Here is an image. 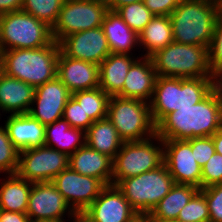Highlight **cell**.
<instances>
[{
	"label": "cell",
	"instance_id": "obj_27",
	"mask_svg": "<svg viewBox=\"0 0 222 222\" xmlns=\"http://www.w3.org/2000/svg\"><path fill=\"white\" fill-rule=\"evenodd\" d=\"M123 142L108 118L93 122L86 131V144L112 159L121 149Z\"/></svg>",
	"mask_w": 222,
	"mask_h": 222
},
{
	"label": "cell",
	"instance_id": "obj_3",
	"mask_svg": "<svg viewBox=\"0 0 222 222\" xmlns=\"http://www.w3.org/2000/svg\"><path fill=\"white\" fill-rule=\"evenodd\" d=\"M60 46L55 40L38 49H11L0 52V70L35 88L57 76Z\"/></svg>",
	"mask_w": 222,
	"mask_h": 222
},
{
	"label": "cell",
	"instance_id": "obj_43",
	"mask_svg": "<svg viewBox=\"0 0 222 222\" xmlns=\"http://www.w3.org/2000/svg\"><path fill=\"white\" fill-rule=\"evenodd\" d=\"M213 91L216 93L218 99L222 102V70L212 75Z\"/></svg>",
	"mask_w": 222,
	"mask_h": 222
},
{
	"label": "cell",
	"instance_id": "obj_33",
	"mask_svg": "<svg viewBox=\"0 0 222 222\" xmlns=\"http://www.w3.org/2000/svg\"><path fill=\"white\" fill-rule=\"evenodd\" d=\"M19 152L11 142L5 125L0 126V173L6 175L17 173Z\"/></svg>",
	"mask_w": 222,
	"mask_h": 222
},
{
	"label": "cell",
	"instance_id": "obj_49",
	"mask_svg": "<svg viewBox=\"0 0 222 222\" xmlns=\"http://www.w3.org/2000/svg\"><path fill=\"white\" fill-rule=\"evenodd\" d=\"M34 222H65V220H40V221H34Z\"/></svg>",
	"mask_w": 222,
	"mask_h": 222
},
{
	"label": "cell",
	"instance_id": "obj_34",
	"mask_svg": "<svg viewBox=\"0 0 222 222\" xmlns=\"http://www.w3.org/2000/svg\"><path fill=\"white\" fill-rule=\"evenodd\" d=\"M177 220L181 222H209L208 203L200 190L181 209Z\"/></svg>",
	"mask_w": 222,
	"mask_h": 222
},
{
	"label": "cell",
	"instance_id": "obj_42",
	"mask_svg": "<svg viewBox=\"0 0 222 222\" xmlns=\"http://www.w3.org/2000/svg\"><path fill=\"white\" fill-rule=\"evenodd\" d=\"M22 7L23 0H0V15L20 11Z\"/></svg>",
	"mask_w": 222,
	"mask_h": 222
},
{
	"label": "cell",
	"instance_id": "obj_20",
	"mask_svg": "<svg viewBox=\"0 0 222 222\" xmlns=\"http://www.w3.org/2000/svg\"><path fill=\"white\" fill-rule=\"evenodd\" d=\"M35 87L0 70V110L3 113L26 114L32 106Z\"/></svg>",
	"mask_w": 222,
	"mask_h": 222
},
{
	"label": "cell",
	"instance_id": "obj_25",
	"mask_svg": "<svg viewBox=\"0 0 222 222\" xmlns=\"http://www.w3.org/2000/svg\"><path fill=\"white\" fill-rule=\"evenodd\" d=\"M85 144L86 132L71 127L63 118L45 126L46 147L54 148L70 156Z\"/></svg>",
	"mask_w": 222,
	"mask_h": 222
},
{
	"label": "cell",
	"instance_id": "obj_4",
	"mask_svg": "<svg viewBox=\"0 0 222 222\" xmlns=\"http://www.w3.org/2000/svg\"><path fill=\"white\" fill-rule=\"evenodd\" d=\"M213 91L212 77L173 78L157 76L149 102L151 116L157 125L166 115L179 108L192 107Z\"/></svg>",
	"mask_w": 222,
	"mask_h": 222
},
{
	"label": "cell",
	"instance_id": "obj_12",
	"mask_svg": "<svg viewBox=\"0 0 222 222\" xmlns=\"http://www.w3.org/2000/svg\"><path fill=\"white\" fill-rule=\"evenodd\" d=\"M51 182L77 215L85 211L106 186L101 180L81 175L70 167L60 172Z\"/></svg>",
	"mask_w": 222,
	"mask_h": 222
},
{
	"label": "cell",
	"instance_id": "obj_21",
	"mask_svg": "<svg viewBox=\"0 0 222 222\" xmlns=\"http://www.w3.org/2000/svg\"><path fill=\"white\" fill-rule=\"evenodd\" d=\"M5 127L11 142L19 151L45 145V125L29 113L9 115Z\"/></svg>",
	"mask_w": 222,
	"mask_h": 222
},
{
	"label": "cell",
	"instance_id": "obj_24",
	"mask_svg": "<svg viewBox=\"0 0 222 222\" xmlns=\"http://www.w3.org/2000/svg\"><path fill=\"white\" fill-rule=\"evenodd\" d=\"M101 27L107 38L111 53L132 55L133 48L139 47L138 35L122 20L116 11L108 10L105 13Z\"/></svg>",
	"mask_w": 222,
	"mask_h": 222
},
{
	"label": "cell",
	"instance_id": "obj_29",
	"mask_svg": "<svg viewBox=\"0 0 222 222\" xmlns=\"http://www.w3.org/2000/svg\"><path fill=\"white\" fill-rule=\"evenodd\" d=\"M199 189L193 185L175 183L168 194L149 213L152 220H174Z\"/></svg>",
	"mask_w": 222,
	"mask_h": 222
},
{
	"label": "cell",
	"instance_id": "obj_17",
	"mask_svg": "<svg viewBox=\"0 0 222 222\" xmlns=\"http://www.w3.org/2000/svg\"><path fill=\"white\" fill-rule=\"evenodd\" d=\"M70 97L71 92L56 76L53 80L35 88L29 114L42 125L52 124L62 118L65 105Z\"/></svg>",
	"mask_w": 222,
	"mask_h": 222
},
{
	"label": "cell",
	"instance_id": "obj_28",
	"mask_svg": "<svg viewBox=\"0 0 222 222\" xmlns=\"http://www.w3.org/2000/svg\"><path fill=\"white\" fill-rule=\"evenodd\" d=\"M139 47L146 52L143 56L151 57L173 42L170 16H154L138 35Z\"/></svg>",
	"mask_w": 222,
	"mask_h": 222
},
{
	"label": "cell",
	"instance_id": "obj_37",
	"mask_svg": "<svg viewBox=\"0 0 222 222\" xmlns=\"http://www.w3.org/2000/svg\"><path fill=\"white\" fill-rule=\"evenodd\" d=\"M222 183V155L214 153L201 168V189Z\"/></svg>",
	"mask_w": 222,
	"mask_h": 222
},
{
	"label": "cell",
	"instance_id": "obj_39",
	"mask_svg": "<svg viewBox=\"0 0 222 222\" xmlns=\"http://www.w3.org/2000/svg\"><path fill=\"white\" fill-rule=\"evenodd\" d=\"M188 141L191 143L192 152H194L195 156L194 159L202 168L215 153L212 136L193 138Z\"/></svg>",
	"mask_w": 222,
	"mask_h": 222
},
{
	"label": "cell",
	"instance_id": "obj_36",
	"mask_svg": "<svg viewBox=\"0 0 222 222\" xmlns=\"http://www.w3.org/2000/svg\"><path fill=\"white\" fill-rule=\"evenodd\" d=\"M62 118L65 119L71 127L81 129L85 132L93 123L90 117L85 115L82 107L72 96L65 105Z\"/></svg>",
	"mask_w": 222,
	"mask_h": 222
},
{
	"label": "cell",
	"instance_id": "obj_22",
	"mask_svg": "<svg viewBox=\"0 0 222 222\" xmlns=\"http://www.w3.org/2000/svg\"><path fill=\"white\" fill-rule=\"evenodd\" d=\"M69 167L81 175L112 184L113 159L92 149L87 144L69 156Z\"/></svg>",
	"mask_w": 222,
	"mask_h": 222
},
{
	"label": "cell",
	"instance_id": "obj_14",
	"mask_svg": "<svg viewBox=\"0 0 222 222\" xmlns=\"http://www.w3.org/2000/svg\"><path fill=\"white\" fill-rule=\"evenodd\" d=\"M59 46L65 56L98 66L111 54L102 27L72 33L64 37Z\"/></svg>",
	"mask_w": 222,
	"mask_h": 222
},
{
	"label": "cell",
	"instance_id": "obj_16",
	"mask_svg": "<svg viewBox=\"0 0 222 222\" xmlns=\"http://www.w3.org/2000/svg\"><path fill=\"white\" fill-rule=\"evenodd\" d=\"M137 214L122 191L110 184L80 215L87 222H129Z\"/></svg>",
	"mask_w": 222,
	"mask_h": 222
},
{
	"label": "cell",
	"instance_id": "obj_45",
	"mask_svg": "<svg viewBox=\"0 0 222 222\" xmlns=\"http://www.w3.org/2000/svg\"><path fill=\"white\" fill-rule=\"evenodd\" d=\"M215 152L222 155V128L212 135Z\"/></svg>",
	"mask_w": 222,
	"mask_h": 222
},
{
	"label": "cell",
	"instance_id": "obj_1",
	"mask_svg": "<svg viewBox=\"0 0 222 222\" xmlns=\"http://www.w3.org/2000/svg\"><path fill=\"white\" fill-rule=\"evenodd\" d=\"M222 128V102L212 91L192 107L179 108L156 125L162 140H189L212 136Z\"/></svg>",
	"mask_w": 222,
	"mask_h": 222
},
{
	"label": "cell",
	"instance_id": "obj_15",
	"mask_svg": "<svg viewBox=\"0 0 222 222\" xmlns=\"http://www.w3.org/2000/svg\"><path fill=\"white\" fill-rule=\"evenodd\" d=\"M164 164L177 184L201 189V167L188 140H163Z\"/></svg>",
	"mask_w": 222,
	"mask_h": 222
},
{
	"label": "cell",
	"instance_id": "obj_40",
	"mask_svg": "<svg viewBox=\"0 0 222 222\" xmlns=\"http://www.w3.org/2000/svg\"><path fill=\"white\" fill-rule=\"evenodd\" d=\"M181 0H143L154 16H170Z\"/></svg>",
	"mask_w": 222,
	"mask_h": 222
},
{
	"label": "cell",
	"instance_id": "obj_13",
	"mask_svg": "<svg viewBox=\"0 0 222 222\" xmlns=\"http://www.w3.org/2000/svg\"><path fill=\"white\" fill-rule=\"evenodd\" d=\"M66 213L70 219L77 216L52 182L32 183L26 210L30 221L65 220Z\"/></svg>",
	"mask_w": 222,
	"mask_h": 222
},
{
	"label": "cell",
	"instance_id": "obj_47",
	"mask_svg": "<svg viewBox=\"0 0 222 222\" xmlns=\"http://www.w3.org/2000/svg\"><path fill=\"white\" fill-rule=\"evenodd\" d=\"M73 222H87L81 215H77L74 219Z\"/></svg>",
	"mask_w": 222,
	"mask_h": 222
},
{
	"label": "cell",
	"instance_id": "obj_38",
	"mask_svg": "<svg viewBox=\"0 0 222 222\" xmlns=\"http://www.w3.org/2000/svg\"><path fill=\"white\" fill-rule=\"evenodd\" d=\"M209 209V222H222V183L199 189Z\"/></svg>",
	"mask_w": 222,
	"mask_h": 222
},
{
	"label": "cell",
	"instance_id": "obj_23",
	"mask_svg": "<svg viewBox=\"0 0 222 222\" xmlns=\"http://www.w3.org/2000/svg\"><path fill=\"white\" fill-rule=\"evenodd\" d=\"M137 59L138 56L135 58L129 54L111 53L99 65V87L109 96H117L123 89L129 69Z\"/></svg>",
	"mask_w": 222,
	"mask_h": 222
},
{
	"label": "cell",
	"instance_id": "obj_46",
	"mask_svg": "<svg viewBox=\"0 0 222 222\" xmlns=\"http://www.w3.org/2000/svg\"><path fill=\"white\" fill-rule=\"evenodd\" d=\"M129 222H152L149 214H137Z\"/></svg>",
	"mask_w": 222,
	"mask_h": 222
},
{
	"label": "cell",
	"instance_id": "obj_8",
	"mask_svg": "<svg viewBox=\"0 0 222 222\" xmlns=\"http://www.w3.org/2000/svg\"><path fill=\"white\" fill-rule=\"evenodd\" d=\"M154 141L158 142L154 144ZM164 164L163 140L154 135L142 141L123 142L113 159L112 184L157 169Z\"/></svg>",
	"mask_w": 222,
	"mask_h": 222
},
{
	"label": "cell",
	"instance_id": "obj_7",
	"mask_svg": "<svg viewBox=\"0 0 222 222\" xmlns=\"http://www.w3.org/2000/svg\"><path fill=\"white\" fill-rule=\"evenodd\" d=\"M107 118L124 142L142 141L156 135L149 103L145 101L110 96Z\"/></svg>",
	"mask_w": 222,
	"mask_h": 222
},
{
	"label": "cell",
	"instance_id": "obj_30",
	"mask_svg": "<svg viewBox=\"0 0 222 222\" xmlns=\"http://www.w3.org/2000/svg\"><path fill=\"white\" fill-rule=\"evenodd\" d=\"M71 96L79 103L93 122L107 118L110 96L100 87L78 91Z\"/></svg>",
	"mask_w": 222,
	"mask_h": 222
},
{
	"label": "cell",
	"instance_id": "obj_44",
	"mask_svg": "<svg viewBox=\"0 0 222 222\" xmlns=\"http://www.w3.org/2000/svg\"><path fill=\"white\" fill-rule=\"evenodd\" d=\"M143 0H105L107 8L110 11H116L119 7L123 5H128L131 3H136Z\"/></svg>",
	"mask_w": 222,
	"mask_h": 222
},
{
	"label": "cell",
	"instance_id": "obj_26",
	"mask_svg": "<svg viewBox=\"0 0 222 222\" xmlns=\"http://www.w3.org/2000/svg\"><path fill=\"white\" fill-rule=\"evenodd\" d=\"M6 177V180H0V209L26 213L32 182L17 173Z\"/></svg>",
	"mask_w": 222,
	"mask_h": 222
},
{
	"label": "cell",
	"instance_id": "obj_11",
	"mask_svg": "<svg viewBox=\"0 0 222 222\" xmlns=\"http://www.w3.org/2000/svg\"><path fill=\"white\" fill-rule=\"evenodd\" d=\"M68 167L67 154L44 145L19 152L17 174L32 183L51 182Z\"/></svg>",
	"mask_w": 222,
	"mask_h": 222
},
{
	"label": "cell",
	"instance_id": "obj_41",
	"mask_svg": "<svg viewBox=\"0 0 222 222\" xmlns=\"http://www.w3.org/2000/svg\"><path fill=\"white\" fill-rule=\"evenodd\" d=\"M0 222H30V219L26 213L0 209Z\"/></svg>",
	"mask_w": 222,
	"mask_h": 222
},
{
	"label": "cell",
	"instance_id": "obj_32",
	"mask_svg": "<svg viewBox=\"0 0 222 222\" xmlns=\"http://www.w3.org/2000/svg\"><path fill=\"white\" fill-rule=\"evenodd\" d=\"M116 12L137 35L154 17L143 1L123 5Z\"/></svg>",
	"mask_w": 222,
	"mask_h": 222
},
{
	"label": "cell",
	"instance_id": "obj_48",
	"mask_svg": "<svg viewBox=\"0 0 222 222\" xmlns=\"http://www.w3.org/2000/svg\"><path fill=\"white\" fill-rule=\"evenodd\" d=\"M152 222H181L180 220H152Z\"/></svg>",
	"mask_w": 222,
	"mask_h": 222
},
{
	"label": "cell",
	"instance_id": "obj_5",
	"mask_svg": "<svg viewBox=\"0 0 222 222\" xmlns=\"http://www.w3.org/2000/svg\"><path fill=\"white\" fill-rule=\"evenodd\" d=\"M157 76L173 78L212 77L208 48L199 45L170 43L151 57Z\"/></svg>",
	"mask_w": 222,
	"mask_h": 222
},
{
	"label": "cell",
	"instance_id": "obj_35",
	"mask_svg": "<svg viewBox=\"0 0 222 222\" xmlns=\"http://www.w3.org/2000/svg\"><path fill=\"white\" fill-rule=\"evenodd\" d=\"M208 64L212 75L222 70V15L216 21L212 40L208 46Z\"/></svg>",
	"mask_w": 222,
	"mask_h": 222
},
{
	"label": "cell",
	"instance_id": "obj_10",
	"mask_svg": "<svg viewBox=\"0 0 222 222\" xmlns=\"http://www.w3.org/2000/svg\"><path fill=\"white\" fill-rule=\"evenodd\" d=\"M107 11L105 0H65L52 27V37L59 43L72 33L101 27Z\"/></svg>",
	"mask_w": 222,
	"mask_h": 222
},
{
	"label": "cell",
	"instance_id": "obj_19",
	"mask_svg": "<svg viewBox=\"0 0 222 222\" xmlns=\"http://www.w3.org/2000/svg\"><path fill=\"white\" fill-rule=\"evenodd\" d=\"M140 58L132 64L125 77L123 89L117 96L149 103L155 88L157 73L150 57L141 55Z\"/></svg>",
	"mask_w": 222,
	"mask_h": 222
},
{
	"label": "cell",
	"instance_id": "obj_6",
	"mask_svg": "<svg viewBox=\"0 0 222 222\" xmlns=\"http://www.w3.org/2000/svg\"><path fill=\"white\" fill-rule=\"evenodd\" d=\"M52 28L22 10L0 15V52L38 49L53 41Z\"/></svg>",
	"mask_w": 222,
	"mask_h": 222
},
{
	"label": "cell",
	"instance_id": "obj_2",
	"mask_svg": "<svg viewBox=\"0 0 222 222\" xmlns=\"http://www.w3.org/2000/svg\"><path fill=\"white\" fill-rule=\"evenodd\" d=\"M221 15L222 0H181L170 14L173 41L208 48Z\"/></svg>",
	"mask_w": 222,
	"mask_h": 222
},
{
	"label": "cell",
	"instance_id": "obj_31",
	"mask_svg": "<svg viewBox=\"0 0 222 222\" xmlns=\"http://www.w3.org/2000/svg\"><path fill=\"white\" fill-rule=\"evenodd\" d=\"M65 0H23L22 11L53 27Z\"/></svg>",
	"mask_w": 222,
	"mask_h": 222
},
{
	"label": "cell",
	"instance_id": "obj_18",
	"mask_svg": "<svg viewBox=\"0 0 222 222\" xmlns=\"http://www.w3.org/2000/svg\"><path fill=\"white\" fill-rule=\"evenodd\" d=\"M57 77L71 94L99 87V66L65 56L61 51L57 60Z\"/></svg>",
	"mask_w": 222,
	"mask_h": 222
},
{
	"label": "cell",
	"instance_id": "obj_9",
	"mask_svg": "<svg viewBox=\"0 0 222 222\" xmlns=\"http://www.w3.org/2000/svg\"><path fill=\"white\" fill-rule=\"evenodd\" d=\"M175 184L165 164L138 176L121 180L116 186L138 214H149Z\"/></svg>",
	"mask_w": 222,
	"mask_h": 222
}]
</instances>
